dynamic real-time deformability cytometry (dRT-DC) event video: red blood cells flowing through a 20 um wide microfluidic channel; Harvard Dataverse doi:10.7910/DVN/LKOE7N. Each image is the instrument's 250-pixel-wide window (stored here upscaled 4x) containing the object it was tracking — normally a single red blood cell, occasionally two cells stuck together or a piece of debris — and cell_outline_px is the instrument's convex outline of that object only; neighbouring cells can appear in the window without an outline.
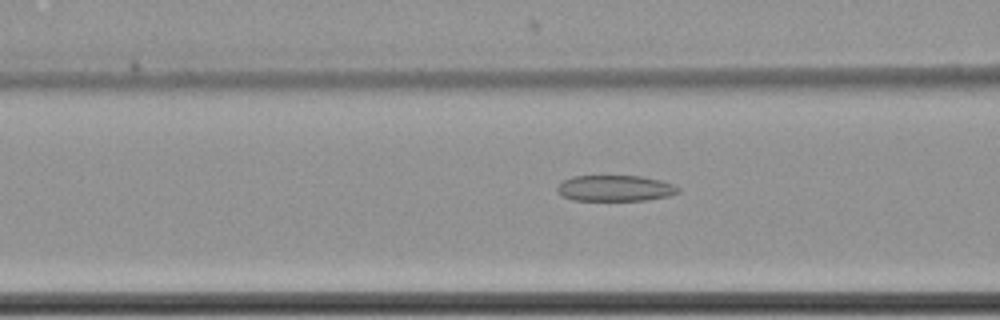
{"species": "common noctule bat (a hibernating species)", "species_latin": "Nyctalus noctula", "temperature_condition": "cold", "stored_images_in_passage": 33, "camera_frame_rate_fps": 3000, "um_per_image_px": 0.085, "animal": {"sex": "female", "body_mass_g": 22.7, "forearm_length_mm": 54.2}, "frame": {"image": 1, "passage_image": 9, "time_ms": 2.667, "image_size_px": [1000, 320], "cell_outline_px": [[680, 192], [668, 196], [644, 200], [572, 200], [564, 196], [556, 188], [564, 180], [572, 176], [644, 176], [676, 184], [680, 188]], "centroid_in_image_um": [52.35, 15.99], "position_along_channel_um": 114.3, "area_um2": 18.26}}
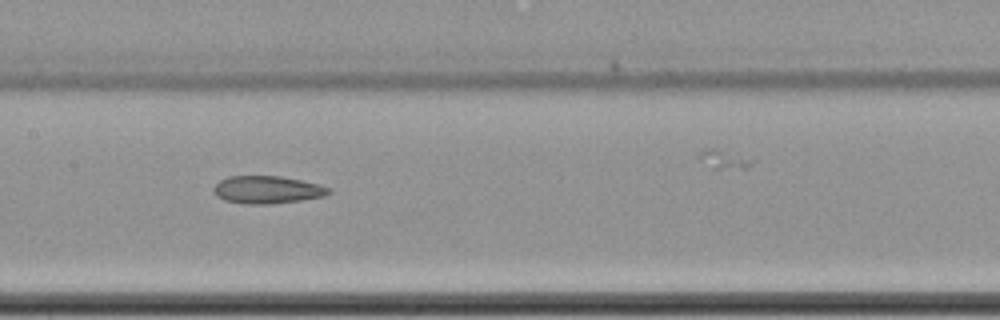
{"frame": {"image": 2, "passage_image": 15, "time_ms": 4.667, "image_size_px": [1000, 320], "cell_outline_px": [[332, 192], [324, 196], [300, 200], [272, 204], [248, 204], [224, 200], [216, 196], [212, 188], [220, 180], [228, 176], [280, 176], [320, 184], [328, 188]], "centroid_in_image_um": [22.69, 16.12], "position_along_channel_um": 184.7, "area_um2": 18.5}}
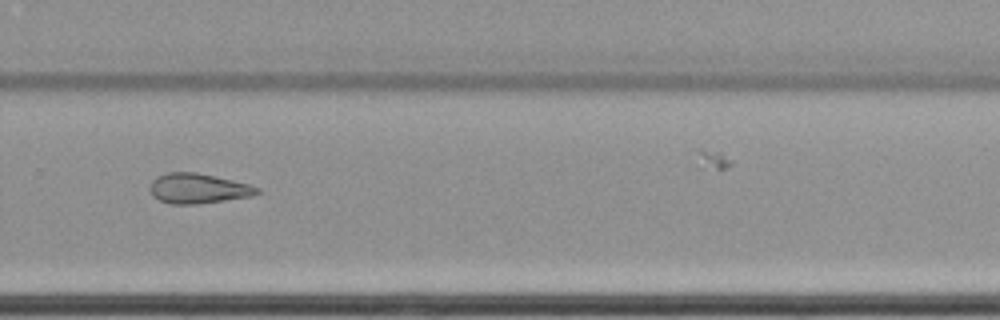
{"frame": {"image": 3, "passage_image": 26, "time_ms": 8.333, "image_size_px": [1000, 320], "cell_outline_px": [[260, 192], [252, 196], [196, 204], [172, 204], [160, 200], [152, 196], [148, 188], [152, 180], [156, 176], [168, 172], [196, 172], [248, 184], [260, 188]], "centroid_in_image_um": [16.79, 16.02], "position_along_channel_um": 313.0, "area_um2": 18.67}}